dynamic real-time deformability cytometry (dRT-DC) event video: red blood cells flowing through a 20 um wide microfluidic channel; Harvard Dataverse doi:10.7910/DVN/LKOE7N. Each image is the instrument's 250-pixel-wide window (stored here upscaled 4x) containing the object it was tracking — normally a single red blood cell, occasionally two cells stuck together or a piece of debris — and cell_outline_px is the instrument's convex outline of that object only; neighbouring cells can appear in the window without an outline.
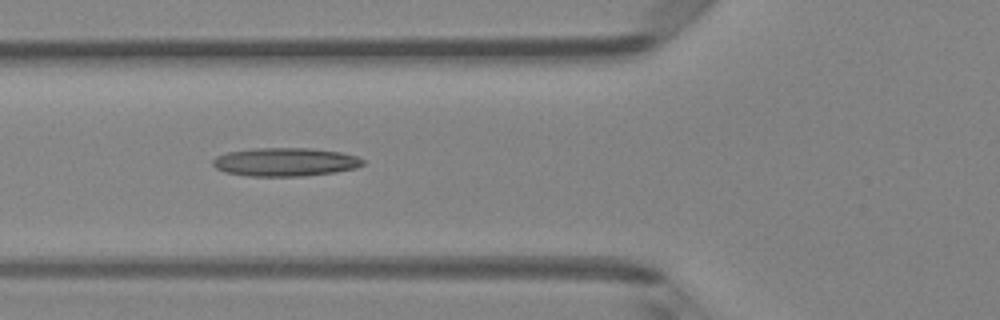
{"species": "Egyptian fruit bat (a non-hibernating species)", "species_latin": "Rousettus aegyptiacus", "temperature_condition": "room temperature", "stored_images_in_passage": 8, "camera_frame_rate_fps": 3000, "um_per_image_px": 0.085, "animal": {"sex": "female"}, "frame": {"image": 1, "passage_image": 6, "time_ms": 1.667, "image_size_px": [1000, 320], "cell_outline_px": [[364, 164], [356, 168], [336, 172], [304, 176], [248, 176], [224, 172], [216, 168], [212, 164], [212, 160], [216, 156], [228, 152], [252, 148], [312, 148], [340, 152], [356, 156], [364, 160]], "centroid_in_image_um": [24.23, 13.77], "position_along_channel_um": 101.6, "area_um2": 25.03}}
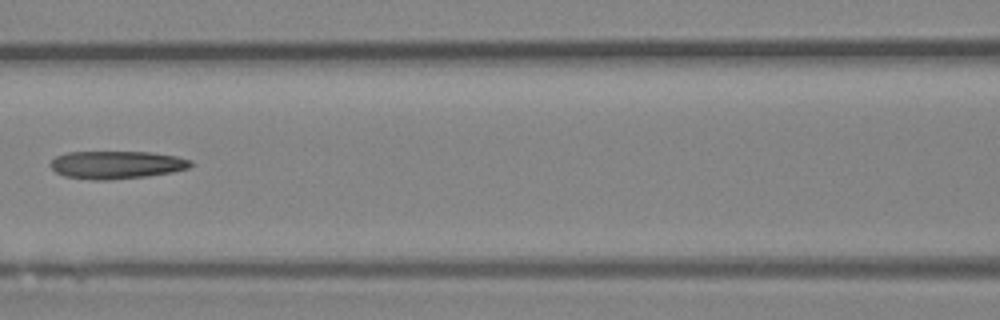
{"frame": {"image": 2, "passage_image": 7, "time_ms": 2.0, "image_size_px": [1000, 320], "cell_outline_px": [[192, 164], [188, 168], [172, 172], [148, 176], [112, 180], [92, 180], [64, 176], [56, 172], [48, 164], [56, 156], [68, 152], [152, 152], [176, 156], [192, 160]], "centroid_in_image_um": [9.9, 14.01], "position_along_channel_um": 156.7, "area_um2": 22.89}}
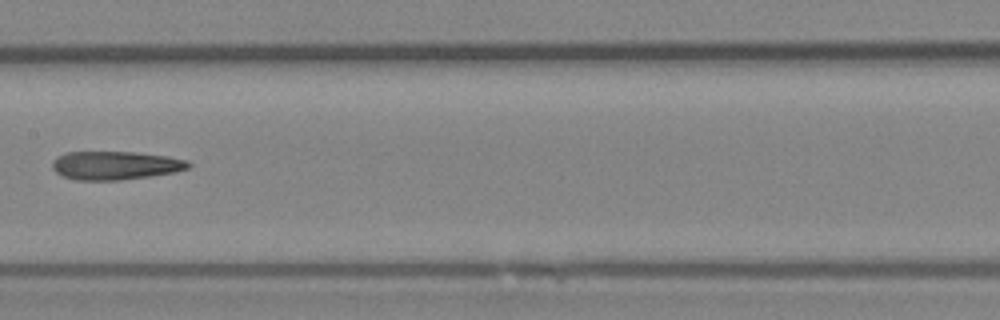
{"frame": {"image": 3, "passage_image": 8, "time_ms": 2.333, "image_size_px": [1000, 320], "cell_outline_px": [[192, 164], [188, 168], [172, 172], [148, 176], [120, 180], [76, 180], [60, 176], [52, 168], [52, 160], [56, 156], [64, 152], [132, 152], [168, 156], [188, 160]], "centroid_in_image_um": [9.74, 14.05], "position_along_channel_um": 197.7, "area_um2": 22.66}}